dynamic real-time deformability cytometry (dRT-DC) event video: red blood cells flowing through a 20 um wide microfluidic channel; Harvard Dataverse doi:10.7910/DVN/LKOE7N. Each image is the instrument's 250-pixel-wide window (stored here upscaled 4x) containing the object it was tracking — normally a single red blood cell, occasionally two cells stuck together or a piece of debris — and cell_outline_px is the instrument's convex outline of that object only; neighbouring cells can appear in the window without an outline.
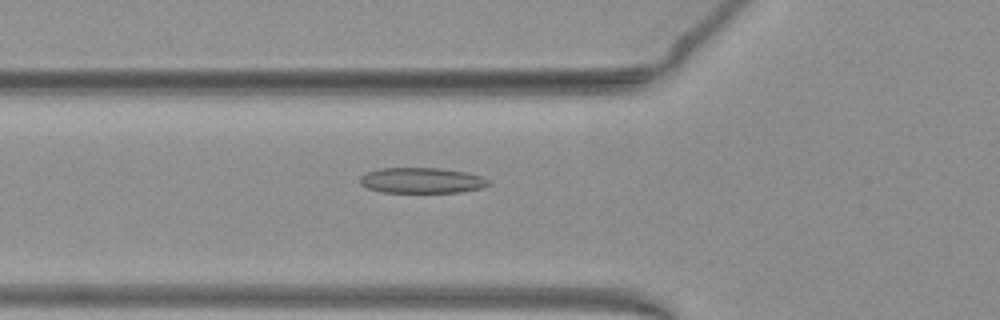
{"species": "common noctule bat (a hibernating species)", "species_latin": "Nyctalus noctula", "temperature_condition": "warm", "stored_images_in_passage": 48, "camera_frame_rate_fps": 3000, "um_per_image_px": 0.085, "animal": {"sex": "female", "body_mass_g": 19.3, "forearm_length_mm": 54.1}, "frame": {"image": 1, "passage_image": 19, "time_ms": 6.0, "image_size_px": [1000, 320], "cell_outline_px": [[492, 184], [480, 188], [460, 192], [380, 192], [368, 188], [360, 184], [360, 176], [368, 172], [380, 168], [440, 168], [468, 172], [480, 176], [488, 180]], "centroid_in_image_um": [35.85, 15.33], "position_along_channel_um": 90.0, "area_um2": 19.13}}
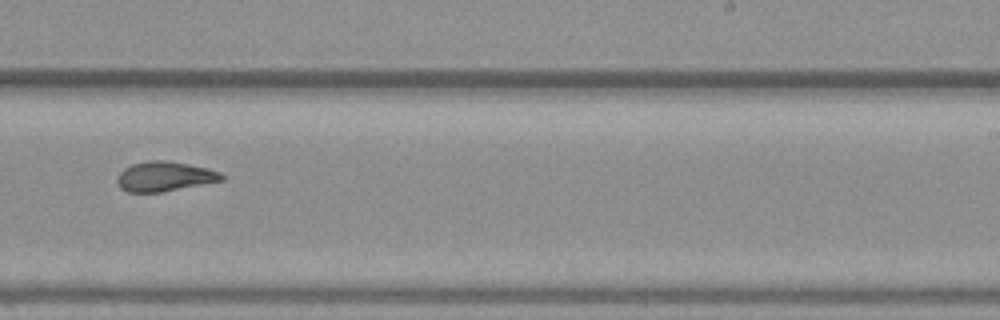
{"frame": {"image": 2, "passage_image": 33, "time_ms": 10.667, "image_size_px": [1000, 320], "cell_outline_px": [[224, 180], [160, 192], [128, 192], [120, 188], [116, 180], [116, 176], [124, 168], [132, 164], [148, 160], [164, 160], [188, 164], [208, 168], [220, 172], [224, 176]], "centroid_in_image_um": [13.96, 14.99], "position_along_channel_um": 275.0, "area_um2": 18.09}}
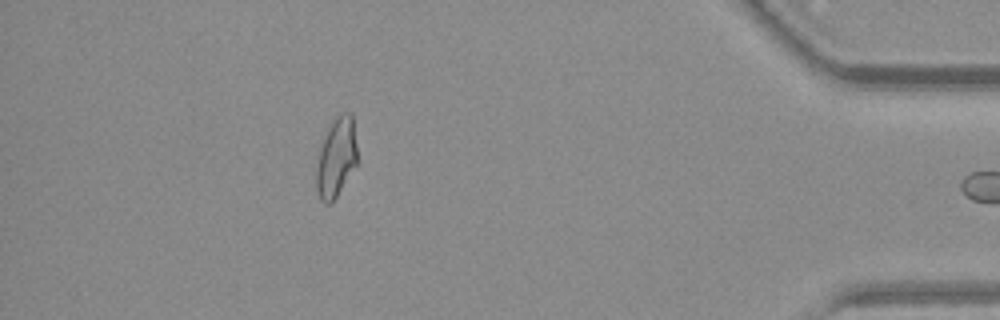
{"frame": {"image": 3, "passage_image": 47, "time_ms": 15.333, "image_size_px": [1000, 320], "cell_outline_px": [[356, 164], [332, 204], [324, 204], [320, 200], [316, 188], [316, 168], [320, 148], [328, 128], [332, 120], [340, 112], [352, 112], [356, 144]], "centroid_in_image_um": [28.57, 13.39], "position_along_channel_um": 406.6, "area_um2": 18.9}, "authors_computed_cell_mechanics": {"area_um2": 18.9295, "velocity_mm_per_s": 3.955, "shape_relaxation_time_tau1_ms": 10.6002, "shape_relaxation_time_tau2_ms": 1.9126, "deformation_change_tau1": 0.2508, "deformation_change_tau2": 0.0953}}